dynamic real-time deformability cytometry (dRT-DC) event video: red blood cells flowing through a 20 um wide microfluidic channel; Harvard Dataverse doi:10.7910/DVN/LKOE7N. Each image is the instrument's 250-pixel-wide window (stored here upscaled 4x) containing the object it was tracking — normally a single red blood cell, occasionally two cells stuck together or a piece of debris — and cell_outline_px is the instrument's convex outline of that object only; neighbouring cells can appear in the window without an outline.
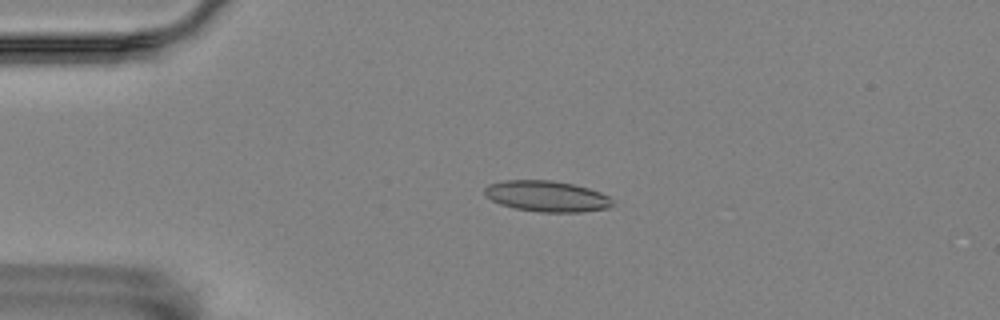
{"species": "Egyptian fruit bat (a non-hibernating species)", "species_latin": "Rousettus aegyptiacus", "temperature_condition": "room temperature", "stored_images_in_passage": 56, "camera_frame_rate_fps": 3000, "um_per_image_px": 0.085, "animal": {"sex": "female"}, "frame": {"image": 1, "passage_image": 13, "time_ms": 4.0, "image_size_px": [1000, 320], "cell_outline_px": [[616, 204], [608, 208], [584, 212], [540, 212], [516, 208], [500, 204], [484, 196], [484, 188], [488, 184], [504, 180], [552, 180], [572, 184], [588, 188], [600, 192], [608, 196]], "centroid_in_image_um": [46.48, 16.68], "position_along_channel_um": 38.5, "area_um2": 23.18}}
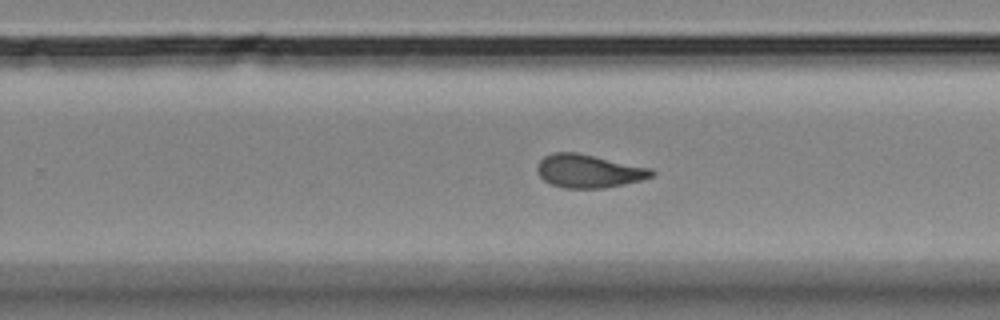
{"frame": {"image": 2, "passage_image": 36, "time_ms": 11.667, "image_size_px": [1000, 320], "cell_outline_px": [[656, 172], [652, 176], [640, 180], [624, 184], [604, 188], [564, 188], [552, 184], [544, 180], [540, 176], [536, 168], [536, 164], [544, 156], [552, 152], [576, 152], [652, 168]], "centroid_in_image_um": [50.03, 14.53], "position_along_channel_um": 279.8, "area_um2": 22.2}}
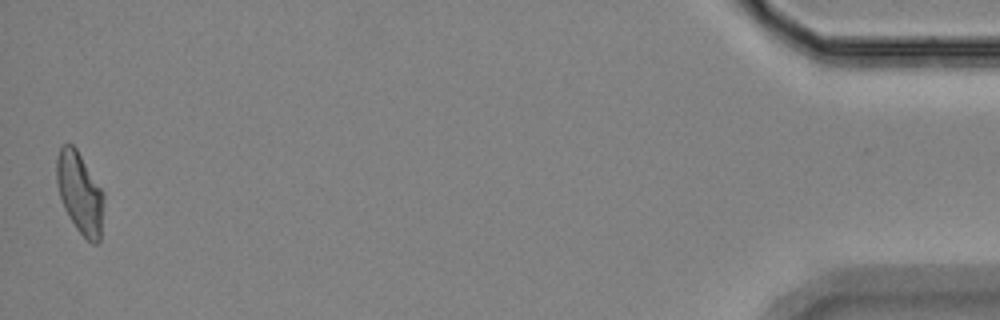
{"frame": {"image": 3, "passage_image": 56, "time_ms": 18.333, "image_size_px": [1000, 320], "cell_outline_px": [[104, 196], [100, 240], [96, 244], [92, 244], [76, 228], [68, 216], [64, 208], [56, 184], [56, 156], [60, 148], [64, 144], [72, 144], [76, 148], [104, 192]], "centroid_in_image_um": [6.78, 16.39], "position_along_channel_um": 428.4, "area_um2": 22.37}, "authors_computed_cell_mechanics": {"area_um2": 22.2241, "velocity_mm_per_s": 3.5439, "shape_relaxation_time_tau1_ms": 9.3365, "shape_relaxation_time_tau2_ms": 1.5256, "deformation_change_tau1": 0.2139, "deformation_change_tau2": 0.076}}